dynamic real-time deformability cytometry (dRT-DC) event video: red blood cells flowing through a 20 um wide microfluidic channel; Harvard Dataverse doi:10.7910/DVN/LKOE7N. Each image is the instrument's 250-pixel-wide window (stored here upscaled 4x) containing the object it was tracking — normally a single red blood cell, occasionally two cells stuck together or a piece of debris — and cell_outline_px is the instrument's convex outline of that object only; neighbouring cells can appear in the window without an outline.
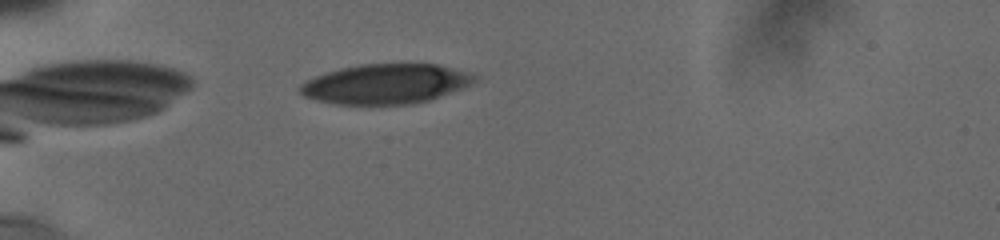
{"species": "human", "species_latin": "Homo sapiens", "temperature_condition": "cold", "stored_images_in_passage": 8, "camera_frame_rate_fps": 3000, "um_per_image_px": 0.085, "donor": {"sex": "male"}, "frame": {"image": 1, "passage_image": 1, "time_ms": 0.0, "image_size_px": [1000, 240], "cell_outline_px": [[480, 80], [464, 88], [428, 100], [412, 104], [336, 104], [316, 100], [304, 96], [296, 88], [300, 84], [316, 76], [340, 68], [364, 64], [436, 64], [476, 72], [480, 76]], "centroid_in_image_um": [32.88, 7.12], "position_along_channel_um": 52.1, "area_um2": 40.86}}
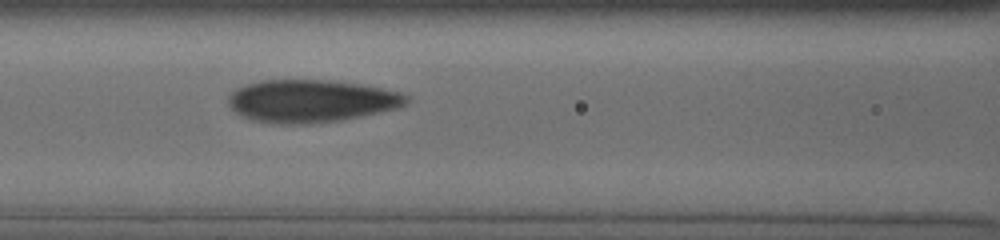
{"frame": {"image": 2, "passage_image": 6, "time_ms": 3.0, "image_size_px": [1000, 240], "cell_outline_px": [[408, 100], [404, 104], [396, 108], [360, 116], [340, 120], [308, 124], [272, 124], [252, 120], [236, 112], [228, 104], [228, 96], [236, 88], [248, 84], [264, 80], [332, 80], [360, 84], [400, 92], [408, 96]], "centroid_in_image_um": [26.41, 8.59], "position_along_channel_um": 140.2, "area_um2": 43.99}}
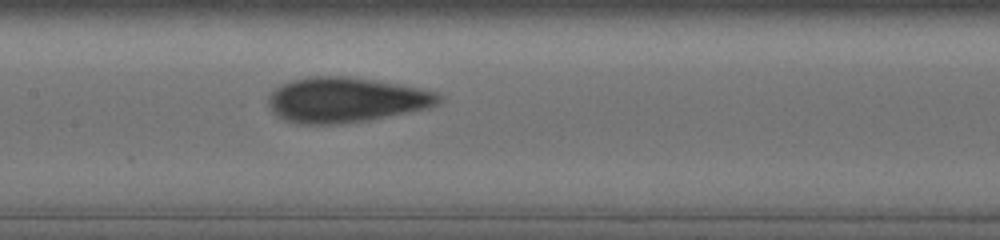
{"frame": {"image": 3, "passage_image": 8, "time_ms": 4.0, "image_size_px": [1000, 240], "cell_outline_px": [[440, 100], [436, 104], [428, 108], [368, 120], [340, 124], [296, 124], [284, 120], [276, 116], [272, 112], [268, 104], [268, 96], [276, 88], [292, 80], [308, 76], [348, 76], [396, 84], [436, 92], [440, 96]], "centroid_in_image_um": [29.32, 8.5], "position_along_channel_um": 178.1, "area_um2": 44.51}}